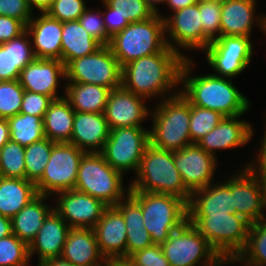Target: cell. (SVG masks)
Segmentation results:
<instances>
[{"label":"cell","instance_id":"cell-23","mask_svg":"<svg viewBox=\"0 0 266 266\" xmlns=\"http://www.w3.org/2000/svg\"><path fill=\"white\" fill-rule=\"evenodd\" d=\"M93 230L99 251L105 259L126 256V224L115 206L106 208Z\"/></svg>","mask_w":266,"mask_h":266},{"label":"cell","instance_id":"cell-37","mask_svg":"<svg viewBox=\"0 0 266 266\" xmlns=\"http://www.w3.org/2000/svg\"><path fill=\"white\" fill-rule=\"evenodd\" d=\"M105 11L102 15H118L129 23L150 19L156 13L145 0H101Z\"/></svg>","mask_w":266,"mask_h":266},{"label":"cell","instance_id":"cell-51","mask_svg":"<svg viewBox=\"0 0 266 266\" xmlns=\"http://www.w3.org/2000/svg\"><path fill=\"white\" fill-rule=\"evenodd\" d=\"M107 35L112 38L130 23L118 15H102Z\"/></svg>","mask_w":266,"mask_h":266},{"label":"cell","instance_id":"cell-61","mask_svg":"<svg viewBox=\"0 0 266 266\" xmlns=\"http://www.w3.org/2000/svg\"><path fill=\"white\" fill-rule=\"evenodd\" d=\"M221 266H226V264L222 261ZM242 266H244V265H242Z\"/></svg>","mask_w":266,"mask_h":266},{"label":"cell","instance_id":"cell-4","mask_svg":"<svg viewBox=\"0 0 266 266\" xmlns=\"http://www.w3.org/2000/svg\"><path fill=\"white\" fill-rule=\"evenodd\" d=\"M151 109L150 144L162 150L176 151L190 144V103L179 92L159 100Z\"/></svg>","mask_w":266,"mask_h":266},{"label":"cell","instance_id":"cell-39","mask_svg":"<svg viewBox=\"0 0 266 266\" xmlns=\"http://www.w3.org/2000/svg\"><path fill=\"white\" fill-rule=\"evenodd\" d=\"M0 176L26 179L24 146L10 140L0 149Z\"/></svg>","mask_w":266,"mask_h":266},{"label":"cell","instance_id":"cell-3","mask_svg":"<svg viewBox=\"0 0 266 266\" xmlns=\"http://www.w3.org/2000/svg\"><path fill=\"white\" fill-rule=\"evenodd\" d=\"M129 192L169 194L187 204L191 192L185 187L173 161V151L162 150L149 144L142 156L136 177L130 181Z\"/></svg>","mask_w":266,"mask_h":266},{"label":"cell","instance_id":"cell-53","mask_svg":"<svg viewBox=\"0 0 266 266\" xmlns=\"http://www.w3.org/2000/svg\"><path fill=\"white\" fill-rule=\"evenodd\" d=\"M195 3L196 0H166L165 2L172 12L194 5Z\"/></svg>","mask_w":266,"mask_h":266},{"label":"cell","instance_id":"cell-58","mask_svg":"<svg viewBox=\"0 0 266 266\" xmlns=\"http://www.w3.org/2000/svg\"><path fill=\"white\" fill-rule=\"evenodd\" d=\"M146 3L153 9L155 13L159 12V6L158 4H165L166 0H145ZM158 6V7H157Z\"/></svg>","mask_w":266,"mask_h":266},{"label":"cell","instance_id":"cell-13","mask_svg":"<svg viewBox=\"0 0 266 266\" xmlns=\"http://www.w3.org/2000/svg\"><path fill=\"white\" fill-rule=\"evenodd\" d=\"M158 15L165 20L167 45L185 59L190 57L182 49L203 52L212 41L203 32L199 3L177 10L171 16L160 12Z\"/></svg>","mask_w":266,"mask_h":266},{"label":"cell","instance_id":"cell-30","mask_svg":"<svg viewBox=\"0 0 266 266\" xmlns=\"http://www.w3.org/2000/svg\"><path fill=\"white\" fill-rule=\"evenodd\" d=\"M115 207L122 213L126 224V256L153 245L151 235L144 227L141 206L128 194Z\"/></svg>","mask_w":266,"mask_h":266},{"label":"cell","instance_id":"cell-48","mask_svg":"<svg viewBox=\"0 0 266 266\" xmlns=\"http://www.w3.org/2000/svg\"><path fill=\"white\" fill-rule=\"evenodd\" d=\"M33 14L34 11L31 10L28 0H0V15L20 20L25 26Z\"/></svg>","mask_w":266,"mask_h":266},{"label":"cell","instance_id":"cell-60","mask_svg":"<svg viewBox=\"0 0 266 266\" xmlns=\"http://www.w3.org/2000/svg\"><path fill=\"white\" fill-rule=\"evenodd\" d=\"M202 266H221V264H205V265H202Z\"/></svg>","mask_w":266,"mask_h":266},{"label":"cell","instance_id":"cell-22","mask_svg":"<svg viewBox=\"0 0 266 266\" xmlns=\"http://www.w3.org/2000/svg\"><path fill=\"white\" fill-rule=\"evenodd\" d=\"M33 52L38 59H56L62 61L61 34L62 22L46 13H40L26 25Z\"/></svg>","mask_w":266,"mask_h":266},{"label":"cell","instance_id":"cell-59","mask_svg":"<svg viewBox=\"0 0 266 266\" xmlns=\"http://www.w3.org/2000/svg\"><path fill=\"white\" fill-rule=\"evenodd\" d=\"M209 1H222V0H196V3H205Z\"/></svg>","mask_w":266,"mask_h":266},{"label":"cell","instance_id":"cell-25","mask_svg":"<svg viewBox=\"0 0 266 266\" xmlns=\"http://www.w3.org/2000/svg\"><path fill=\"white\" fill-rule=\"evenodd\" d=\"M110 130L104 113L75 112L69 143L85 153L102 152Z\"/></svg>","mask_w":266,"mask_h":266},{"label":"cell","instance_id":"cell-29","mask_svg":"<svg viewBox=\"0 0 266 266\" xmlns=\"http://www.w3.org/2000/svg\"><path fill=\"white\" fill-rule=\"evenodd\" d=\"M231 207V190L223 181L193 191L187 204L188 214L234 213Z\"/></svg>","mask_w":266,"mask_h":266},{"label":"cell","instance_id":"cell-10","mask_svg":"<svg viewBox=\"0 0 266 266\" xmlns=\"http://www.w3.org/2000/svg\"><path fill=\"white\" fill-rule=\"evenodd\" d=\"M65 72L66 82L95 84L111 90L122 86V66L108 45L70 61Z\"/></svg>","mask_w":266,"mask_h":266},{"label":"cell","instance_id":"cell-1","mask_svg":"<svg viewBox=\"0 0 266 266\" xmlns=\"http://www.w3.org/2000/svg\"><path fill=\"white\" fill-rule=\"evenodd\" d=\"M184 60L169 46L162 52L138 58L122 67V87L147 100L175 96L179 93L174 89L179 88Z\"/></svg>","mask_w":266,"mask_h":266},{"label":"cell","instance_id":"cell-20","mask_svg":"<svg viewBox=\"0 0 266 266\" xmlns=\"http://www.w3.org/2000/svg\"><path fill=\"white\" fill-rule=\"evenodd\" d=\"M256 1L222 0L220 36L251 37L255 25L265 35L266 14L256 16Z\"/></svg>","mask_w":266,"mask_h":266},{"label":"cell","instance_id":"cell-40","mask_svg":"<svg viewBox=\"0 0 266 266\" xmlns=\"http://www.w3.org/2000/svg\"><path fill=\"white\" fill-rule=\"evenodd\" d=\"M224 117L217 111L190 104L189 130L191 142L197 143L207 133L213 130Z\"/></svg>","mask_w":266,"mask_h":266},{"label":"cell","instance_id":"cell-45","mask_svg":"<svg viewBox=\"0 0 266 266\" xmlns=\"http://www.w3.org/2000/svg\"><path fill=\"white\" fill-rule=\"evenodd\" d=\"M86 8L78 19L86 32L92 35L102 45H109L111 38L107 35L102 16V10Z\"/></svg>","mask_w":266,"mask_h":266},{"label":"cell","instance_id":"cell-57","mask_svg":"<svg viewBox=\"0 0 266 266\" xmlns=\"http://www.w3.org/2000/svg\"><path fill=\"white\" fill-rule=\"evenodd\" d=\"M39 266H75V265L61 257H58L55 259L44 261Z\"/></svg>","mask_w":266,"mask_h":266},{"label":"cell","instance_id":"cell-26","mask_svg":"<svg viewBox=\"0 0 266 266\" xmlns=\"http://www.w3.org/2000/svg\"><path fill=\"white\" fill-rule=\"evenodd\" d=\"M60 257L75 266L105 265L95 232L90 228H70Z\"/></svg>","mask_w":266,"mask_h":266},{"label":"cell","instance_id":"cell-34","mask_svg":"<svg viewBox=\"0 0 266 266\" xmlns=\"http://www.w3.org/2000/svg\"><path fill=\"white\" fill-rule=\"evenodd\" d=\"M37 195L34 182L0 176V215L12 218Z\"/></svg>","mask_w":266,"mask_h":266},{"label":"cell","instance_id":"cell-49","mask_svg":"<svg viewBox=\"0 0 266 266\" xmlns=\"http://www.w3.org/2000/svg\"><path fill=\"white\" fill-rule=\"evenodd\" d=\"M264 127L265 131L263 137H261L262 141H260L261 146L257 151L258 153L254 155L255 158H251L253 160L245 164V167L259 178L263 192L266 195V122Z\"/></svg>","mask_w":266,"mask_h":266},{"label":"cell","instance_id":"cell-19","mask_svg":"<svg viewBox=\"0 0 266 266\" xmlns=\"http://www.w3.org/2000/svg\"><path fill=\"white\" fill-rule=\"evenodd\" d=\"M62 79H66L62 61L35 58L21 70L18 81L24 90L50 96L55 100L65 97L59 96Z\"/></svg>","mask_w":266,"mask_h":266},{"label":"cell","instance_id":"cell-50","mask_svg":"<svg viewBox=\"0 0 266 266\" xmlns=\"http://www.w3.org/2000/svg\"><path fill=\"white\" fill-rule=\"evenodd\" d=\"M26 30V26L12 17L0 15V44L9 42Z\"/></svg>","mask_w":266,"mask_h":266},{"label":"cell","instance_id":"cell-27","mask_svg":"<svg viewBox=\"0 0 266 266\" xmlns=\"http://www.w3.org/2000/svg\"><path fill=\"white\" fill-rule=\"evenodd\" d=\"M35 58L26 30L9 42L0 44V81L18 80L21 70Z\"/></svg>","mask_w":266,"mask_h":266},{"label":"cell","instance_id":"cell-46","mask_svg":"<svg viewBox=\"0 0 266 266\" xmlns=\"http://www.w3.org/2000/svg\"><path fill=\"white\" fill-rule=\"evenodd\" d=\"M52 101L50 96L25 90L20 113L39 116L43 119Z\"/></svg>","mask_w":266,"mask_h":266},{"label":"cell","instance_id":"cell-56","mask_svg":"<svg viewBox=\"0 0 266 266\" xmlns=\"http://www.w3.org/2000/svg\"><path fill=\"white\" fill-rule=\"evenodd\" d=\"M53 1L54 0H28V4L32 11L36 8V10L38 9L37 11L40 13H45Z\"/></svg>","mask_w":266,"mask_h":266},{"label":"cell","instance_id":"cell-41","mask_svg":"<svg viewBox=\"0 0 266 266\" xmlns=\"http://www.w3.org/2000/svg\"><path fill=\"white\" fill-rule=\"evenodd\" d=\"M29 246L13 233L0 239V266H29Z\"/></svg>","mask_w":266,"mask_h":266},{"label":"cell","instance_id":"cell-2","mask_svg":"<svg viewBox=\"0 0 266 266\" xmlns=\"http://www.w3.org/2000/svg\"><path fill=\"white\" fill-rule=\"evenodd\" d=\"M195 65L191 58L183 61L180 70L182 88L178 89L191 105L217 111L225 117L243 115L249 111L251 103L235 87L233 79L218 77L213 73L194 76L191 71Z\"/></svg>","mask_w":266,"mask_h":266},{"label":"cell","instance_id":"cell-35","mask_svg":"<svg viewBox=\"0 0 266 266\" xmlns=\"http://www.w3.org/2000/svg\"><path fill=\"white\" fill-rule=\"evenodd\" d=\"M227 265L266 266V218L250 224L247 241L236 258H223ZM238 263V264H237Z\"/></svg>","mask_w":266,"mask_h":266},{"label":"cell","instance_id":"cell-6","mask_svg":"<svg viewBox=\"0 0 266 266\" xmlns=\"http://www.w3.org/2000/svg\"><path fill=\"white\" fill-rule=\"evenodd\" d=\"M129 195L141 206L144 227L154 244L164 243L171 232L188 220L187 203L177 196L151 192H129Z\"/></svg>","mask_w":266,"mask_h":266},{"label":"cell","instance_id":"cell-38","mask_svg":"<svg viewBox=\"0 0 266 266\" xmlns=\"http://www.w3.org/2000/svg\"><path fill=\"white\" fill-rule=\"evenodd\" d=\"M55 144L48 138H44L25 147V175L27 180L36 183L42 177Z\"/></svg>","mask_w":266,"mask_h":266},{"label":"cell","instance_id":"cell-7","mask_svg":"<svg viewBox=\"0 0 266 266\" xmlns=\"http://www.w3.org/2000/svg\"><path fill=\"white\" fill-rule=\"evenodd\" d=\"M124 176L106 162L101 152L85 153L79 163L74 190L89 194L107 206H115L130 191L129 185L128 188L123 185Z\"/></svg>","mask_w":266,"mask_h":266},{"label":"cell","instance_id":"cell-36","mask_svg":"<svg viewBox=\"0 0 266 266\" xmlns=\"http://www.w3.org/2000/svg\"><path fill=\"white\" fill-rule=\"evenodd\" d=\"M7 121L12 142L26 147L45 138L43 119L39 116L18 113Z\"/></svg>","mask_w":266,"mask_h":266},{"label":"cell","instance_id":"cell-21","mask_svg":"<svg viewBox=\"0 0 266 266\" xmlns=\"http://www.w3.org/2000/svg\"><path fill=\"white\" fill-rule=\"evenodd\" d=\"M242 115L233 117H224L223 120L197 144L207 153L217 157L216 152L221 150H231L233 148L243 147L252 140L254 135V126L251 123L240 118Z\"/></svg>","mask_w":266,"mask_h":266},{"label":"cell","instance_id":"cell-12","mask_svg":"<svg viewBox=\"0 0 266 266\" xmlns=\"http://www.w3.org/2000/svg\"><path fill=\"white\" fill-rule=\"evenodd\" d=\"M150 144L149 129L119 127L110 130L102 154L106 162L123 175L139 168L146 147Z\"/></svg>","mask_w":266,"mask_h":266},{"label":"cell","instance_id":"cell-11","mask_svg":"<svg viewBox=\"0 0 266 266\" xmlns=\"http://www.w3.org/2000/svg\"><path fill=\"white\" fill-rule=\"evenodd\" d=\"M84 154L72 143H56L42 177L35 183L37 193L53 197L58 192L74 189Z\"/></svg>","mask_w":266,"mask_h":266},{"label":"cell","instance_id":"cell-16","mask_svg":"<svg viewBox=\"0 0 266 266\" xmlns=\"http://www.w3.org/2000/svg\"><path fill=\"white\" fill-rule=\"evenodd\" d=\"M218 157L207 153L197 143L173 151L175 167L185 187L192 193L214 183Z\"/></svg>","mask_w":266,"mask_h":266},{"label":"cell","instance_id":"cell-33","mask_svg":"<svg viewBox=\"0 0 266 266\" xmlns=\"http://www.w3.org/2000/svg\"><path fill=\"white\" fill-rule=\"evenodd\" d=\"M75 110L65 98L53 100L43 118L45 138L55 142H70Z\"/></svg>","mask_w":266,"mask_h":266},{"label":"cell","instance_id":"cell-5","mask_svg":"<svg viewBox=\"0 0 266 266\" xmlns=\"http://www.w3.org/2000/svg\"><path fill=\"white\" fill-rule=\"evenodd\" d=\"M120 65L162 52L168 47L165 20L158 13L148 20L133 22L115 34L108 45Z\"/></svg>","mask_w":266,"mask_h":266},{"label":"cell","instance_id":"cell-9","mask_svg":"<svg viewBox=\"0 0 266 266\" xmlns=\"http://www.w3.org/2000/svg\"><path fill=\"white\" fill-rule=\"evenodd\" d=\"M170 266L221 264L222 258L206 238L187 220L161 244Z\"/></svg>","mask_w":266,"mask_h":266},{"label":"cell","instance_id":"cell-54","mask_svg":"<svg viewBox=\"0 0 266 266\" xmlns=\"http://www.w3.org/2000/svg\"><path fill=\"white\" fill-rule=\"evenodd\" d=\"M10 141V129L7 119L0 118V149Z\"/></svg>","mask_w":266,"mask_h":266},{"label":"cell","instance_id":"cell-44","mask_svg":"<svg viewBox=\"0 0 266 266\" xmlns=\"http://www.w3.org/2000/svg\"><path fill=\"white\" fill-rule=\"evenodd\" d=\"M84 0H54L46 14L60 22L78 20L87 8Z\"/></svg>","mask_w":266,"mask_h":266},{"label":"cell","instance_id":"cell-24","mask_svg":"<svg viewBox=\"0 0 266 266\" xmlns=\"http://www.w3.org/2000/svg\"><path fill=\"white\" fill-rule=\"evenodd\" d=\"M70 226L53 209L29 245V257L38 255V265L61 256Z\"/></svg>","mask_w":266,"mask_h":266},{"label":"cell","instance_id":"cell-47","mask_svg":"<svg viewBox=\"0 0 266 266\" xmlns=\"http://www.w3.org/2000/svg\"><path fill=\"white\" fill-rule=\"evenodd\" d=\"M130 257L139 266H170L159 244L135 251Z\"/></svg>","mask_w":266,"mask_h":266},{"label":"cell","instance_id":"cell-32","mask_svg":"<svg viewBox=\"0 0 266 266\" xmlns=\"http://www.w3.org/2000/svg\"><path fill=\"white\" fill-rule=\"evenodd\" d=\"M102 46L84 30L78 20L62 23L61 48L65 66L76 58L95 53Z\"/></svg>","mask_w":266,"mask_h":266},{"label":"cell","instance_id":"cell-31","mask_svg":"<svg viewBox=\"0 0 266 266\" xmlns=\"http://www.w3.org/2000/svg\"><path fill=\"white\" fill-rule=\"evenodd\" d=\"M65 87V98L75 112L104 113L111 89L95 84L68 82Z\"/></svg>","mask_w":266,"mask_h":266},{"label":"cell","instance_id":"cell-28","mask_svg":"<svg viewBox=\"0 0 266 266\" xmlns=\"http://www.w3.org/2000/svg\"><path fill=\"white\" fill-rule=\"evenodd\" d=\"M50 197L38 194L11 218L12 233L28 246L35 239L46 217L54 209L50 204L47 205L46 201L44 202Z\"/></svg>","mask_w":266,"mask_h":266},{"label":"cell","instance_id":"cell-52","mask_svg":"<svg viewBox=\"0 0 266 266\" xmlns=\"http://www.w3.org/2000/svg\"><path fill=\"white\" fill-rule=\"evenodd\" d=\"M104 266H139L130 256L110 257L105 259Z\"/></svg>","mask_w":266,"mask_h":266},{"label":"cell","instance_id":"cell-14","mask_svg":"<svg viewBox=\"0 0 266 266\" xmlns=\"http://www.w3.org/2000/svg\"><path fill=\"white\" fill-rule=\"evenodd\" d=\"M253 43L250 37L220 36L203 51L215 76L234 79L251 63Z\"/></svg>","mask_w":266,"mask_h":266},{"label":"cell","instance_id":"cell-15","mask_svg":"<svg viewBox=\"0 0 266 266\" xmlns=\"http://www.w3.org/2000/svg\"><path fill=\"white\" fill-rule=\"evenodd\" d=\"M242 167L236 175H227L224 182L231 190L233 212L253 224L266 218V195L259 178L247 167Z\"/></svg>","mask_w":266,"mask_h":266},{"label":"cell","instance_id":"cell-42","mask_svg":"<svg viewBox=\"0 0 266 266\" xmlns=\"http://www.w3.org/2000/svg\"><path fill=\"white\" fill-rule=\"evenodd\" d=\"M24 92L18 80L0 81V118L8 119L20 113Z\"/></svg>","mask_w":266,"mask_h":266},{"label":"cell","instance_id":"cell-18","mask_svg":"<svg viewBox=\"0 0 266 266\" xmlns=\"http://www.w3.org/2000/svg\"><path fill=\"white\" fill-rule=\"evenodd\" d=\"M145 101L148 100L124 89L122 86L112 89L104 111L110 129L144 127L142 123L147 121L151 114Z\"/></svg>","mask_w":266,"mask_h":266},{"label":"cell","instance_id":"cell-43","mask_svg":"<svg viewBox=\"0 0 266 266\" xmlns=\"http://www.w3.org/2000/svg\"><path fill=\"white\" fill-rule=\"evenodd\" d=\"M222 1L199 3L203 32L211 39L220 37Z\"/></svg>","mask_w":266,"mask_h":266},{"label":"cell","instance_id":"cell-8","mask_svg":"<svg viewBox=\"0 0 266 266\" xmlns=\"http://www.w3.org/2000/svg\"><path fill=\"white\" fill-rule=\"evenodd\" d=\"M188 221L223 258H236L245 247L250 223L236 213L188 214Z\"/></svg>","mask_w":266,"mask_h":266},{"label":"cell","instance_id":"cell-55","mask_svg":"<svg viewBox=\"0 0 266 266\" xmlns=\"http://www.w3.org/2000/svg\"><path fill=\"white\" fill-rule=\"evenodd\" d=\"M12 234L11 218L0 215V239Z\"/></svg>","mask_w":266,"mask_h":266},{"label":"cell","instance_id":"cell-17","mask_svg":"<svg viewBox=\"0 0 266 266\" xmlns=\"http://www.w3.org/2000/svg\"><path fill=\"white\" fill-rule=\"evenodd\" d=\"M55 195L54 210L71 228L93 229L108 207L103 201L74 189Z\"/></svg>","mask_w":266,"mask_h":266}]
</instances>
